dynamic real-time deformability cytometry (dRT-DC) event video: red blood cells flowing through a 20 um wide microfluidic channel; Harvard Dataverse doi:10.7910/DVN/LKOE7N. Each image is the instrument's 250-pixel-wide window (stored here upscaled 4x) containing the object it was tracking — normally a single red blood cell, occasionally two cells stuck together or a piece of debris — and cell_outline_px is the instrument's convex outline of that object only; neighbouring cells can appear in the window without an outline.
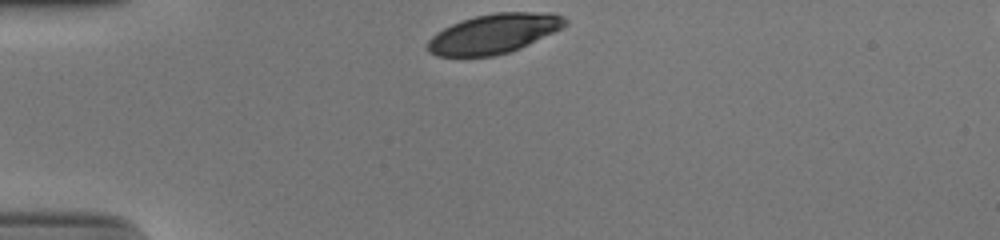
{"species": "human", "species_latin": "Homo sapiens", "temperature_condition": "cold", "stored_images_in_passage": 31, "camera_frame_rate_fps": 3000, "um_per_image_px": 0.085, "donor": {"sex": "male"}, "frame": {"image": 1, "passage_image": 1, "time_ms": 0.0, "image_size_px": [1000, 240], "cell_outline_px": [[568, 24], [512, 52], [492, 56], [436, 56], [428, 52], [428, 40], [436, 32], [460, 20], [476, 16], [496, 12], [552, 12], [564, 16], [568, 20]], "centroid_in_image_um": [41.97, 2.85], "position_along_channel_um": 43.0, "area_um2": 31.67}}
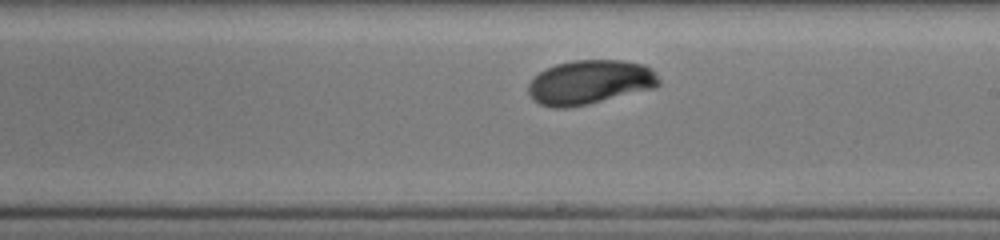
{"frame": {"image": 2, "passage_image": 19, "time_ms": 6.0, "image_size_px": [1000, 240], "cell_outline_px": [[660, 84], [656, 88], [588, 104], [568, 108], [552, 108], [540, 104], [532, 100], [528, 92], [528, 84], [540, 72], [556, 64], [572, 60], [624, 60], [644, 64], [652, 68], [660, 80]], "centroid_in_image_um": [50.16, 6.99], "position_along_channel_um": 238.8, "area_um2": 33.93}}
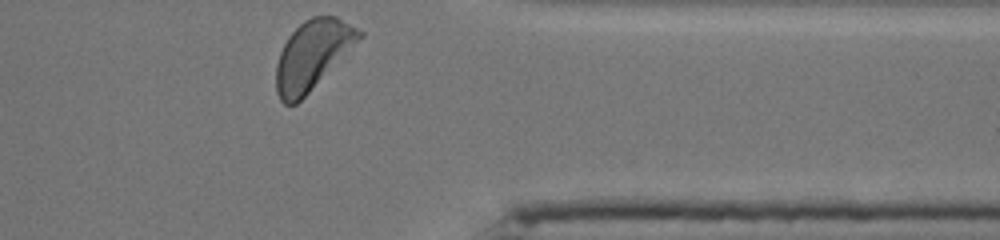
{"frame": {"image": 3, "passage_image": 31, "time_ms": 10.0, "image_size_px": [1000, 240], "cell_outline_px": [[364, 36], [296, 104], [284, 104], [280, 100], [276, 92], [276, 64], [280, 52], [288, 36], [304, 20], [312, 16], [336, 16], [364, 32]], "centroid_in_image_um": [26.55, 4.65], "position_along_channel_um": 384.9, "area_um2": 33.0}, "authors_computed_cell_mechanics": {"area_um2": 33.524, "velocity_mm_per_s": 3.8404, "shape_relaxation_time_tau1_ms": 2.7837, "shape_relaxation_time_tau2_ms": null, "deformation_change_tau1": 0.126, "deformation_change_tau2": null}}